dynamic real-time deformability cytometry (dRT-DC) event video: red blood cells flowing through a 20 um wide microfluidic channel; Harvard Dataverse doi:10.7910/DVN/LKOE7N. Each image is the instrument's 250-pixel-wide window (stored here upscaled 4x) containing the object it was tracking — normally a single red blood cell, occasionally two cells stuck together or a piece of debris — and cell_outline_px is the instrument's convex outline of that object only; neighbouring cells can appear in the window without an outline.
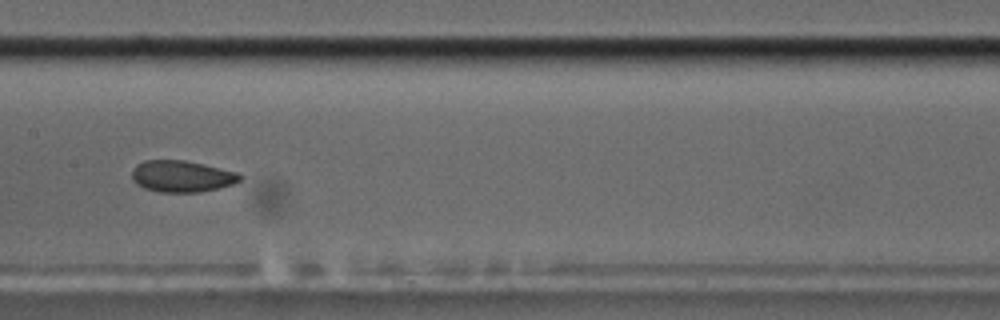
{"species": "common noctule bat (a hibernating species)", "species_latin": "Nyctalus noctula", "temperature_condition": "cold", "stored_images_in_passage": 5, "camera_frame_rate_fps": 3000, "um_per_image_px": 0.085, "animal": {"sex": "male", "body_mass_g": 17.5, "forearm_length_mm": 52.3}, "frame": {"image": 1, "passage_image": 5, "time_ms": 4.667, "image_size_px": [1000, 320], "cell_outline_px": [[244, 176], [240, 180], [232, 184], [200, 192], [160, 192], [144, 188], [136, 184], [132, 180], [132, 168], [136, 164], [144, 160], [184, 160], [204, 164], [236, 172]], "centroid_in_image_um": [15.41, 14.98], "position_along_channel_um": 192.0, "area_um2": 19.88}}